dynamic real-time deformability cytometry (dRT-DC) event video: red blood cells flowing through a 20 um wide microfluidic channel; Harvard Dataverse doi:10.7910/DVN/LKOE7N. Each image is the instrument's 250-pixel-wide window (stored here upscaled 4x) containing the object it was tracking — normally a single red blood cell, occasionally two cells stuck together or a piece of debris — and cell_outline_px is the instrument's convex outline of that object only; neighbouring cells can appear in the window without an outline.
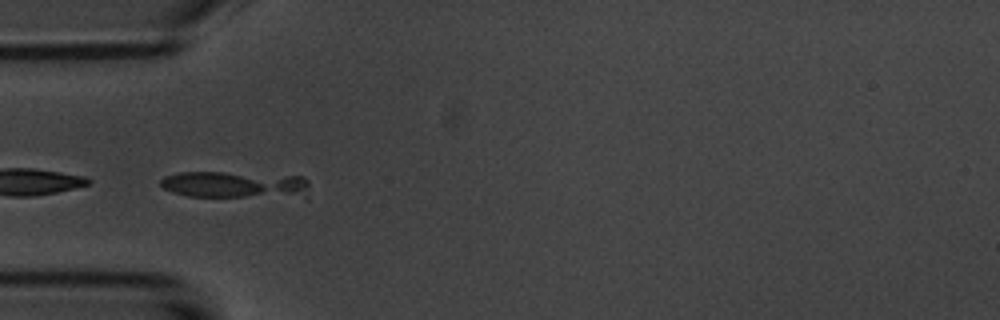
{"species": "common noctule bat (a hibernating species)", "species_latin": "Nyctalus noctula", "temperature_condition": "room temperature", "stored_images_in_passage": 19, "camera_frame_rate_fps": 3000, "um_per_image_px": 0.085, "animal": {"sex": "male", "body_mass_g": 20.1, "forearm_length_mm": 53.5}, "frame": {"image": 1, "passage_image": 4, "time_ms": 1.0, "image_size_px": [1000, 320], "cell_outline_px": [[308, 184], [304, 192], [244, 196], [188, 196], [172, 192], [164, 188], [160, 184], [160, 180], [164, 176], [180, 172], [224, 172], [304, 176], [308, 180]], "centroid_in_image_um": [19.74, 15.64], "position_along_channel_um": 65.3, "area_um2": 21.96}}